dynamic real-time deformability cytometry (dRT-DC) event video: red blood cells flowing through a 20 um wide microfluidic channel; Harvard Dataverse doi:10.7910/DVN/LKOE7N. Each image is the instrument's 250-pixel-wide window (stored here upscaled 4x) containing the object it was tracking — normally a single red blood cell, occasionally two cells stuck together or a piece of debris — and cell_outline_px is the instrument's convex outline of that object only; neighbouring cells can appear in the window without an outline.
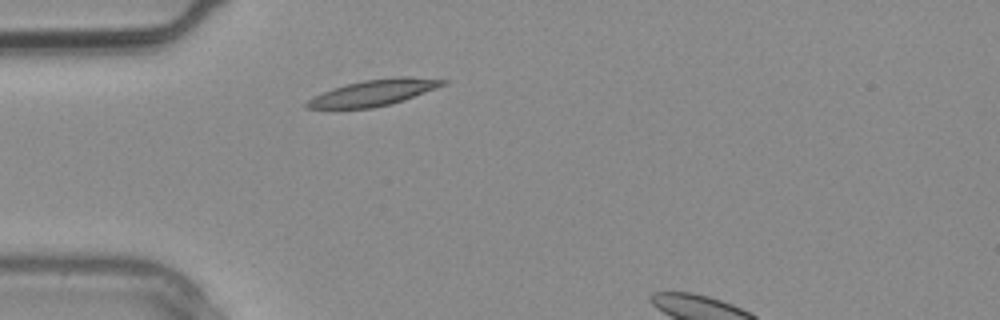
{"species": "common noctule bat (a hibernating species)", "species_latin": "Nyctalus noctula", "temperature_condition": "warm", "stored_images_in_passage": 2, "camera_frame_rate_fps": 3000, "um_per_image_px": 0.085, "animal": {"sex": "male", "body_mass_g": 20.4}, "frame": {"image": 1, "passage_image": 1, "time_ms": 0.0, "image_size_px": [1000, 320], "cell_outline_px": [[448, 84], [404, 100], [392, 104], [372, 108], [304, 108], [304, 104], [312, 96], [332, 88], [364, 80], [396, 76], [408, 76], [448, 80]], "centroid_in_image_um": [31.79, 7.87], "position_along_channel_um": 53.2, "area_um2": 20.81}}